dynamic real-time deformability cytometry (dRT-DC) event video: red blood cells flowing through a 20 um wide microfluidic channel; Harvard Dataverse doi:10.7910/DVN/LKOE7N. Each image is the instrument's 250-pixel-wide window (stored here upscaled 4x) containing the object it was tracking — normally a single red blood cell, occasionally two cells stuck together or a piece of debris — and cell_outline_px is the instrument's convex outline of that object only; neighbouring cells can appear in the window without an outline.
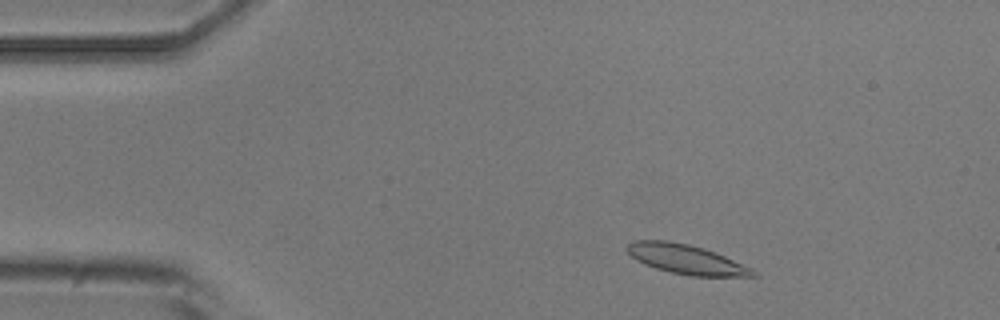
{"species": "common noctule bat (a hibernating species)", "species_latin": "Nyctalus noctula", "temperature_condition": "room temperature", "stored_images_in_passage": 4, "camera_frame_rate_fps": 3000, "um_per_image_px": 0.085, "animal": {"sex": "male", "body_mass_g": 20.5, "forearm_length_mm": 52.5}, "frame": {"image": 1, "passage_image": 2, "time_ms": 1.0, "image_size_px": [1000, 320], "cell_outline_px": [[760, 276], [692, 276], [672, 272], [656, 268], [644, 264], [636, 260], [624, 248], [632, 240], [668, 240], [688, 244], [704, 248], [716, 252], [752, 268]], "centroid_in_image_um": [58.32, 22.03], "position_along_channel_um": 26.7, "area_um2": 21.68}}